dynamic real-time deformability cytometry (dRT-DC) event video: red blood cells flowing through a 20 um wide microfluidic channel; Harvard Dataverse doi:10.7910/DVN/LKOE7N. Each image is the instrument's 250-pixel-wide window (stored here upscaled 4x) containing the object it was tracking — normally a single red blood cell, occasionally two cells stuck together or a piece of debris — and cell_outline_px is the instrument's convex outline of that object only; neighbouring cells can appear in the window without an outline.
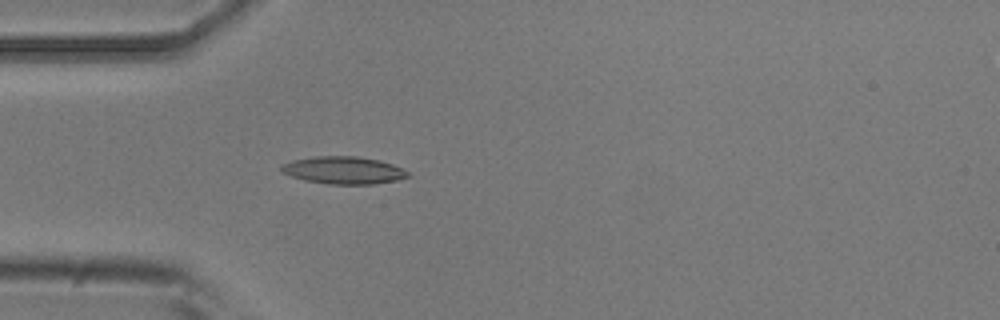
{"species": "common noctule bat (a hibernating species)", "species_latin": "Nyctalus noctula", "temperature_condition": "room temperature", "stored_images_in_passage": 5, "camera_frame_rate_fps": 3000, "um_per_image_px": 0.085, "animal": {"sex": "male", "body_mass_g": 20.5, "forearm_length_mm": 52.5}, "frame": {"image": 1, "passage_image": 5, "time_ms": 4.333, "image_size_px": [1000, 320], "cell_outline_px": [[412, 176], [396, 180], [372, 184], [328, 184], [304, 180], [280, 172], [280, 164], [292, 160], [312, 156], [356, 156], [380, 160], [392, 164], [408, 172]], "centroid_in_image_um": [29.16, 14.46], "position_along_channel_um": 55.8, "area_um2": 20.35}}